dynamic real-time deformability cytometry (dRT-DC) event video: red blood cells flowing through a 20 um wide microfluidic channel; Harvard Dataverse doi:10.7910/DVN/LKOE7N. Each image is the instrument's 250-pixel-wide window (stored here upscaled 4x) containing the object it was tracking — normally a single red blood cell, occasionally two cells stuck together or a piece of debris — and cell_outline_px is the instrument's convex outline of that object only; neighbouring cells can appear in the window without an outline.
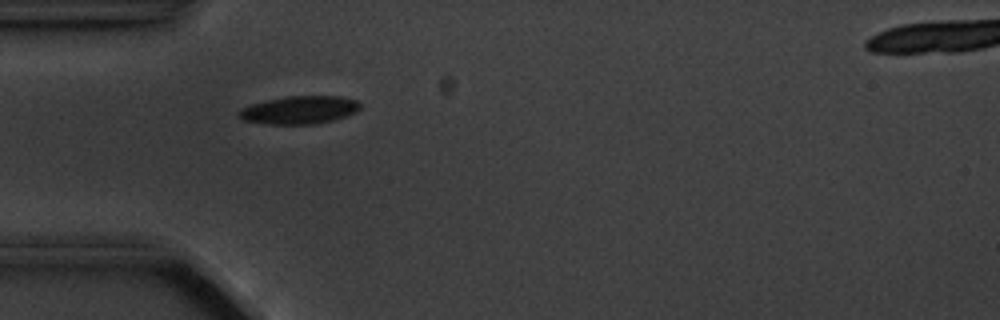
{"species": "common noctule bat (a hibernating species)", "species_latin": "Nyctalus noctula", "temperature_condition": "cold", "stored_images_in_passage": 5, "camera_frame_rate_fps": 3000, "um_per_image_px": 0.085, "animal": {"sex": "male", "body_mass_g": 20.1, "forearm_length_mm": 53.5}, "frame": {"image": 1, "passage_image": 3, "time_ms": 2.0, "image_size_px": [1000, 320], "cell_outline_px": [[360, 108], [356, 112], [332, 120], [316, 124], [268, 124], [244, 120], [236, 116], [236, 112], [240, 108], [248, 104], [288, 96], [340, 96], [360, 100]], "centroid_in_image_um": [25.42, 9.34], "position_along_channel_um": 59.6, "area_um2": 19.94}}
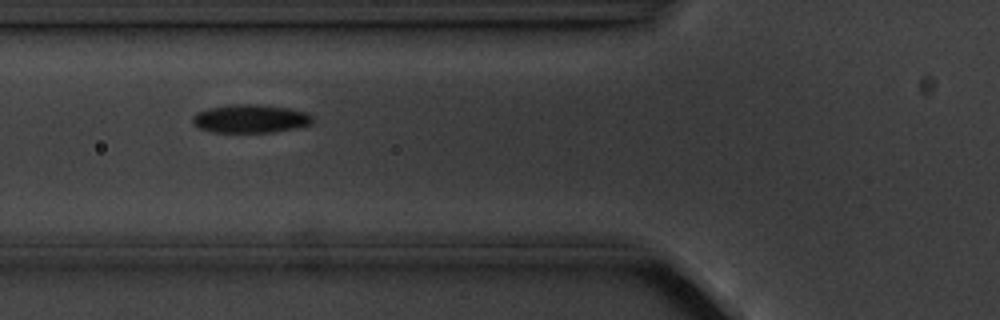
{"frame": {"image": 2, "passage_image": 4, "time_ms": 3.333, "image_size_px": [1000, 320], "cell_outline_px": [[312, 124], [272, 132], [212, 132], [200, 128], [192, 124], [192, 116], [196, 112], [208, 108], [232, 104], [260, 104], [288, 108], [308, 112], [312, 116]], "centroid_in_image_um": [21.25, 10.08], "position_along_channel_um": 104.5, "area_um2": 19.88}}